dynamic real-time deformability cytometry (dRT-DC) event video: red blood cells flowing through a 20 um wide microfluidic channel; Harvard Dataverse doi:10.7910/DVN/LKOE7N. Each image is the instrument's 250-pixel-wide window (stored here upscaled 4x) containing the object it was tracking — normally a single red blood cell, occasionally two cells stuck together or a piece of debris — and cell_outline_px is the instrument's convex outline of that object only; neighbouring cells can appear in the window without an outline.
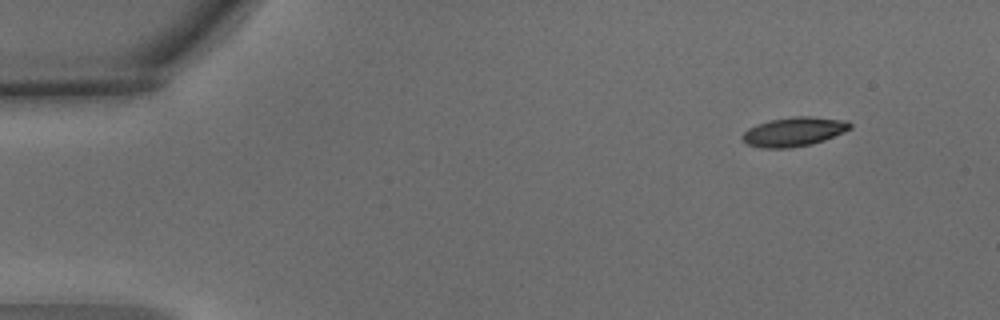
{"species": "common noctule bat (a hibernating species)", "species_latin": "Nyctalus noctula", "temperature_condition": "warm", "stored_images_in_passage": 4, "camera_frame_rate_fps": 3000, "um_per_image_px": 0.085, "animal": {"sex": "male", "body_mass_g": 15.6}, "frame": {"image": 1, "passage_image": 1, "time_ms": 0.0, "image_size_px": [1000, 320], "cell_outline_px": [[852, 128], [844, 132], [824, 140], [812, 144], [788, 148], [760, 148], [748, 144], [740, 140], [740, 136], [748, 128], [756, 124], [768, 120], [792, 116], [808, 116], [848, 120], [852, 124]], "centroid_in_image_um": [67.46, 11.19], "position_along_channel_um": 17.5, "area_um2": 18.61}}
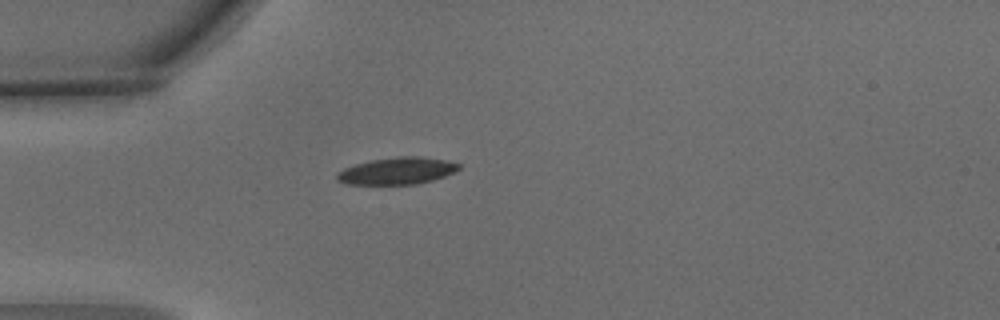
{"frame": {"image": 2, "passage_image": 3, "time_ms": 0.667, "image_size_px": [1000, 320], "cell_outline_px": [[460, 168], [444, 176], [432, 180], [416, 184], [348, 184], [336, 180], [336, 172], [344, 168], [356, 164], [372, 160], [400, 156], [420, 156], [448, 160], [460, 164]], "centroid_in_image_um": [33.74, 14.52], "position_along_channel_um": 51.3, "area_um2": 19.07}}